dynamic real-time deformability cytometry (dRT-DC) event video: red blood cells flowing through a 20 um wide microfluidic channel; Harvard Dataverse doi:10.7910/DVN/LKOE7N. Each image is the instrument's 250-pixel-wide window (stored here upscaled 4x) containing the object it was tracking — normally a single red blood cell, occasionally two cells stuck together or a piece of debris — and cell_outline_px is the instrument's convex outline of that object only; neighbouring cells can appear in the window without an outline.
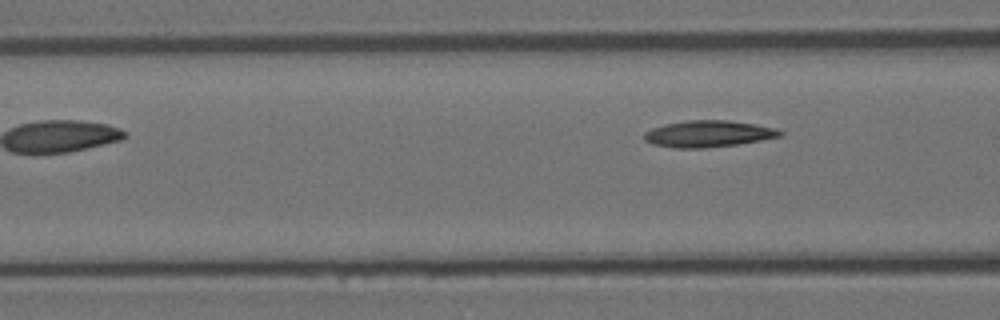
{"species": "Egyptian fruit bat (a non-hibernating species)", "species_latin": "Rousettus aegyptiacus", "temperature_condition": "room temperature", "stored_images_in_passage": 5, "camera_frame_rate_fps": 3000, "um_per_image_px": 0.085, "animal": {"sex": "female"}, "frame": {"image": 1, "passage_image": 5, "time_ms": 1.333, "image_size_px": [1000, 320], "cell_outline_px": [[784, 132], [780, 136], [760, 140], [736, 144], [704, 148], [676, 148], [652, 144], [644, 140], [644, 132], [652, 128], [664, 124], [688, 120], [728, 120], [756, 124], [776, 128]], "centroid_in_image_um": [60.18, 11.37], "position_along_channel_um": 106.4, "area_um2": 20.98}}